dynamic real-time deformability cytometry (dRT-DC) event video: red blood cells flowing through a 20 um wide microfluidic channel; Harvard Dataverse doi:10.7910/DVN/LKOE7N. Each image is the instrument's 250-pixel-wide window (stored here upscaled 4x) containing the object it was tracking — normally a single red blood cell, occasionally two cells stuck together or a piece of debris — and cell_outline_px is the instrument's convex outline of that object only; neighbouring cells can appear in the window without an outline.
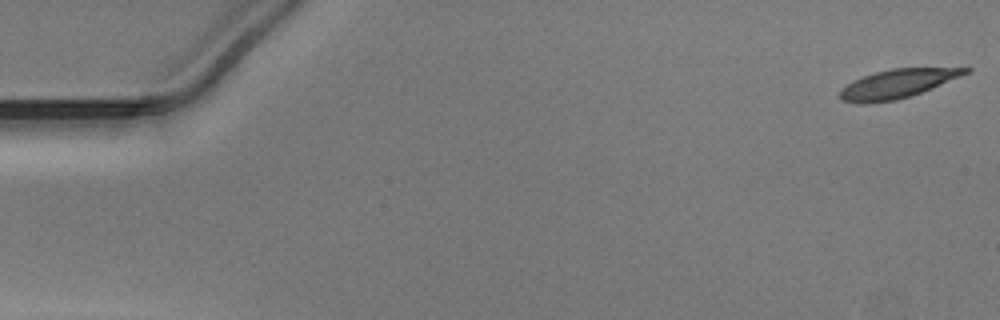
{"species": "Egyptian fruit bat (a non-hibernating species)", "species_latin": "Rousettus aegyptiacus", "temperature_condition": "warm", "stored_images_in_passage": 14, "camera_frame_rate_fps": 3000, "um_per_image_px": 0.085, "animal": {"sex": "male"}, "frame": {"image": 1, "passage_image": 1, "time_ms": 0.0, "image_size_px": [1000, 320], "cell_outline_px": [[972, 68], [968, 72], [960, 76], [932, 88], [896, 100], [864, 104], [856, 104], [840, 100], [840, 88], [852, 80], [876, 72], [892, 68], [968, 64]], "centroid_in_image_um": [76.39, 7.06], "position_along_channel_um": 8.6, "area_um2": 22.02}}
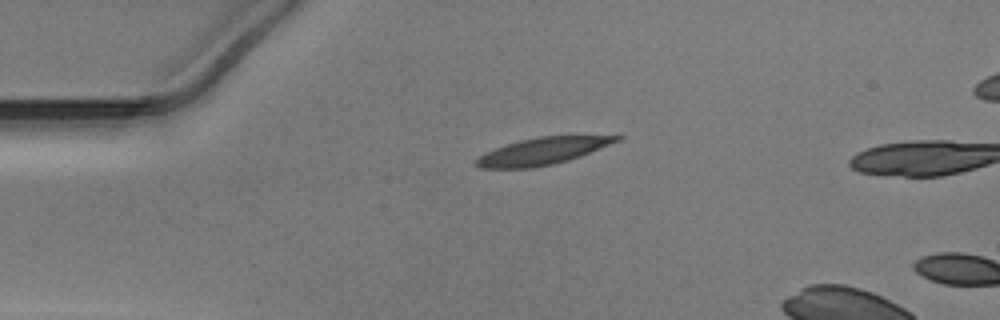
{"frame": {"image": 2, "passage_image": 12, "time_ms": 3.667, "image_size_px": [1000, 320], "cell_outline_px": [[624, 136], [620, 140], [580, 156], [568, 160], [552, 164], [532, 168], [480, 168], [476, 164], [476, 160], [484, 152], [520, 140], [540, 136]], "centroid_in_image_um": [46.09, 12.85], "position_along_channel_um": 38.9, "area_um2": 21.62}}